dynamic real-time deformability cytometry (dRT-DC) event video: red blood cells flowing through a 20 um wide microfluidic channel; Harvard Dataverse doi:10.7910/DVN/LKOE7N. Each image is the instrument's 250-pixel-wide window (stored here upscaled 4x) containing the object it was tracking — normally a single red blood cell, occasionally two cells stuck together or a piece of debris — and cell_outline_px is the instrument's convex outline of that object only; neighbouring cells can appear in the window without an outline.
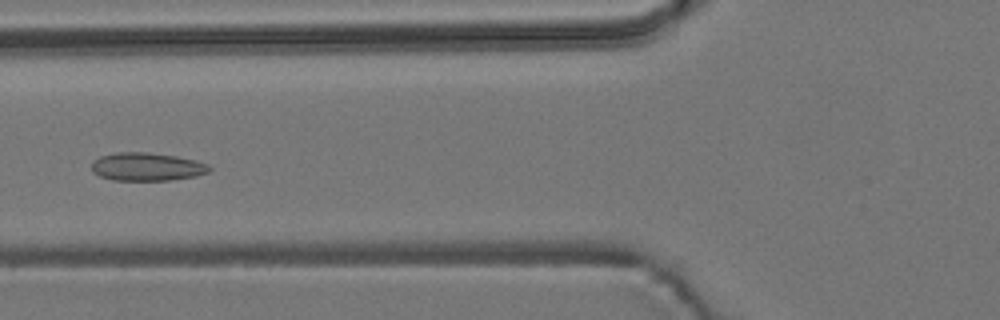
{"species": "common noctule bat (a hibernating species)", "species_latin": "Nyctalus noctula", "temperature_condition": "room temperature", "stored_images_in_passage": 6, "camera_frame_rate_fps": 3000, "um_per_image_px": 0.085, "animal": {"sex": "male", "body_mass_g": 19.2, "forearm_length_mm": 51.8}, "frame": {"image": 1, "passage_image": 6, "time_ms": 7.0, "image_size_px": [1000, 320], "cell_outline_px": [[212, 168], [208, 172], [196, 176], [172, 180], [112, 180], [100, 176], [92, 172], [92, 160], [100, 156], [116, 152], [148, 152], [176, 156], [196, 160], [208, 164]], "centroid_in_image_um": [12.48, 14.17], "position_along_channel_um": 113.3, "area_um2": 19.48}}